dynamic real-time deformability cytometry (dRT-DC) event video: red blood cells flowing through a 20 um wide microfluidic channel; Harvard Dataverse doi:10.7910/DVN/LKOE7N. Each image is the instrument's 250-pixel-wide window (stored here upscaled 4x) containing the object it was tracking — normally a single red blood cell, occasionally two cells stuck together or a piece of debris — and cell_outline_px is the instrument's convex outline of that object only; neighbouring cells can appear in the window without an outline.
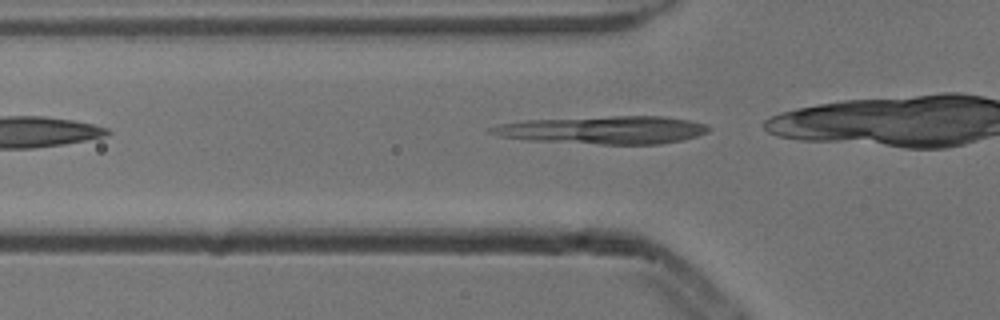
{"species": "common noctule bat (a hibernating species)", "species_latin": "Nyctalus noctula", "temperature_condition": "cold", "stored_images_in_passage": 6, "camera_frame_rate_fps": 3000, "um_per_image_px": 0.085, "animal": {"sex": "male", "body_mass_g": 13.3}, "frame": {"image": 1, "passage_image": 3, "time_ms": 0.667, "image_size_px": [1000, 320], "cell_outline_px": [[712, 128], [708, 132], [696, 136], [680, 140], [660, 144], [600, 144], [528, 140], [500, 136], [488, 132], [488, 128], [500, 124], [524, 120], [612, 116], [664, 116], [688, 120], [708, 124]], "centroid_in_image_um": [51.32, 11.04], "position_along_channel_um": 74.5, "area_um2": 35.26}}